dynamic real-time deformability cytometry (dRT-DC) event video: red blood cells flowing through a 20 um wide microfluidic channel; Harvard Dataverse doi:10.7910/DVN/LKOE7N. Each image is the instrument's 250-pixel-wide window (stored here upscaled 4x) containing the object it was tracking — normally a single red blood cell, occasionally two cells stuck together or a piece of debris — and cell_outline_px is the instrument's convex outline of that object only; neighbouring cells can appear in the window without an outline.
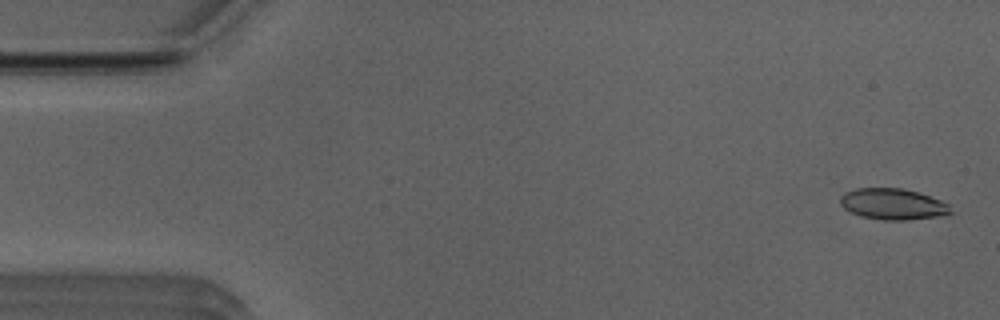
{"species": "Egyptian fruit bat (a non-hibernating species)", "species_latin": "Rousettus aegyptiacus", "temperature_condition": "room temperature", "stored_images_in_passage": 10, "camera_frame_rate_fps": 3000, "um_per_image_px": 0.085, "animal": {"sex": "male"}, "frame": {"image": 1, "passage_image": 2, "time_ms": 0.333, "image_size_px": [1000, 320], "cell_outline_px": [[952, 212], [948, 216], [904, 220], [884, 220], [860, 216], [844, 208], [840, 204], [840, 196], [844, 192], [856, 188], [904, 188], [940, 200], [948, 204]], "centroid_in_image_um": [75.9, 17.35], "position_along_channel_um": 9.1, "area_um2": 20.11}}